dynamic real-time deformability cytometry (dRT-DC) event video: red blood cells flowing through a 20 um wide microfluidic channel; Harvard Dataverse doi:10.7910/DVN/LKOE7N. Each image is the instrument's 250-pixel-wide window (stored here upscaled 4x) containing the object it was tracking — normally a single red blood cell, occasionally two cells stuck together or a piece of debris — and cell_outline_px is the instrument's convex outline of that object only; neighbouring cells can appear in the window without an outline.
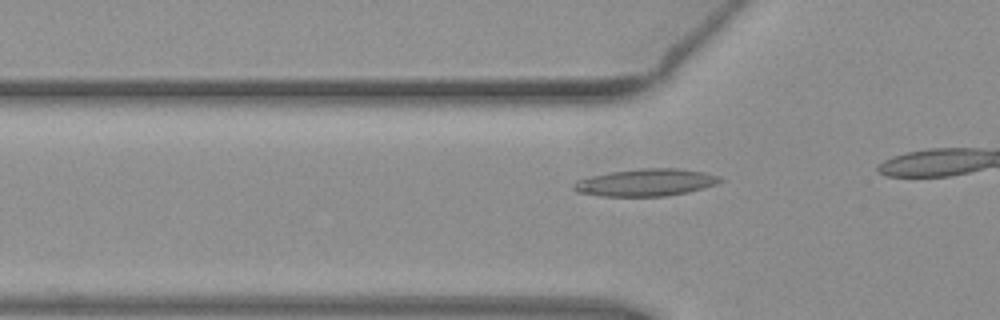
{"species": "common noctule bat (a hibernating species)", "species_latin": "Nyctalus noctula", "temperature_condition": "warm", "stored_images_in_passage": 31, "camera_frame_rate_fps": 3000, "um_per_image_px": 0.085, "animal": {"sex": "female", "body_mass_g": 19.3, "forearm_length_mm": 54.1}, "frame": {"image": 1, "passage_image": 7, "time_ms": 2.0, "image_size_px": [1000, 320], "cell_outline_px": [[724, 180], [716, 184], [688, 192], [664, 196], [600, 196], [576, 192], [572, 188], [572, 184], [576, 180], [592, 176], [612, 172], [640, 168], [676, 168], [704, 172], [720, 176]], "centroid_in_image_um": [54.88, 15.51], "position_along_channel_um": 70.9, "area_um2": 23.24}}
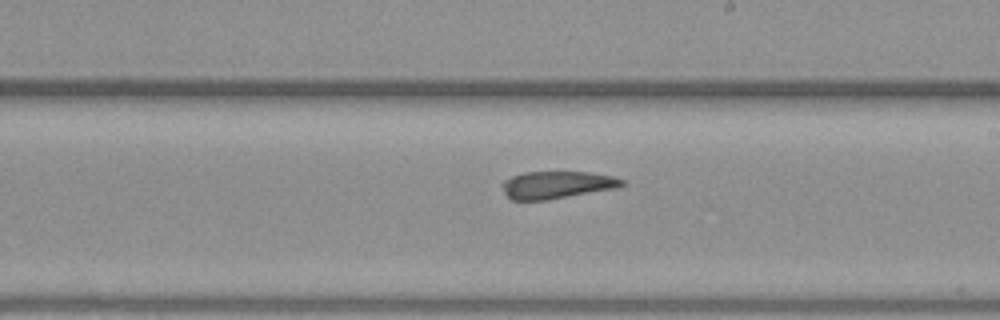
{"frame": {"image": 2, "passage_image": 20, "time_ms": 6.333, "image_size_px": [1000, 320], "cell_outline_px": [[624, 184], [616, 188], [548, 200], [512, 200], [504, 192], [504, 180], [512, 176], [524, 172], [588, 172], [612, 176], [624, 180]], "centroid_in_image_um": [47.34, 15.71], "position_along_channel_um": 241.7, "area_um2": 18.9}}
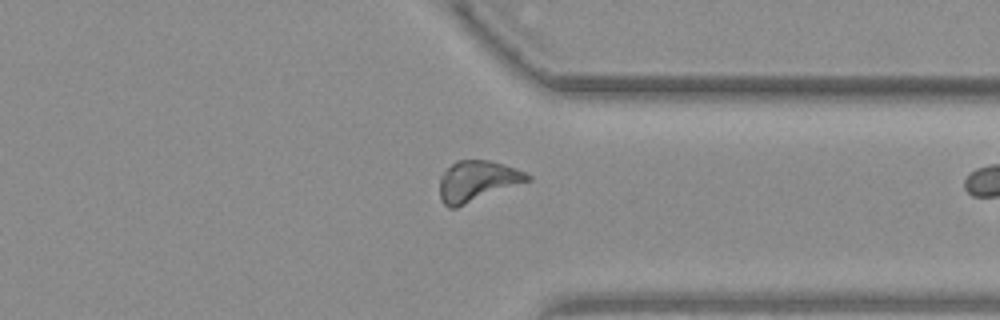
{"frame": {"image": 3, "passage_image": 30, "time_ms": 9.667, "image_size_px": [1000, 320], "cell_outline_px": [[532, 180], [456, 208], [448, 208], [440, 200], [440, 176], [456, 160], [488, 160], [504, 164], [516, 168], [532, 176]], "centroid_in_image_um": [40.57, 15.4], "position_along_channel_um": 370.8, "area_um2": 20.92}}